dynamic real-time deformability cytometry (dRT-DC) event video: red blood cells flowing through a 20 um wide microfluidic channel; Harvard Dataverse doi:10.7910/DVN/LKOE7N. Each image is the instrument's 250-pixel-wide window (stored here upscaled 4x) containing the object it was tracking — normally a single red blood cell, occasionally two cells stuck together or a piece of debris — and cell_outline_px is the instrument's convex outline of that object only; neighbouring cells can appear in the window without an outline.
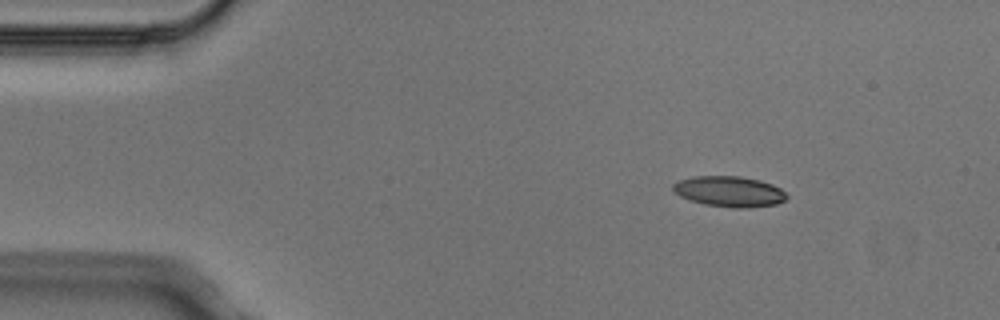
{"species": "Egyptian fruit bat (a non-hibernating species)", "species_latin": "Rousettus aegyptiacus", "temperature_condition": "cold", "stored_images_in_passage": 4, "segment_of_instrument_passage": [1, 2], "camera_frame_rate_fps": 3000, "um_per_image_px": 0.085, "animal": {"sex": "male"}, "frame": {"image": 1, "passage_image": 1, "time_ms": 0.0, "image_size_px": [1000, 320], "cell_outline_px": [[788, 196], [784, 200], [776, 204], [748, 208], [732, 208], [704, 204], [688, 200], [672, 192], [672, 184], [680, 180], [692, 176], [740, 176], [760, 180], [772, 184], [780, 188]], "centroid_in_image_um": [61.95, 16.28], "position_along_channel_um": 23.0, "area_um2": 20.46}}